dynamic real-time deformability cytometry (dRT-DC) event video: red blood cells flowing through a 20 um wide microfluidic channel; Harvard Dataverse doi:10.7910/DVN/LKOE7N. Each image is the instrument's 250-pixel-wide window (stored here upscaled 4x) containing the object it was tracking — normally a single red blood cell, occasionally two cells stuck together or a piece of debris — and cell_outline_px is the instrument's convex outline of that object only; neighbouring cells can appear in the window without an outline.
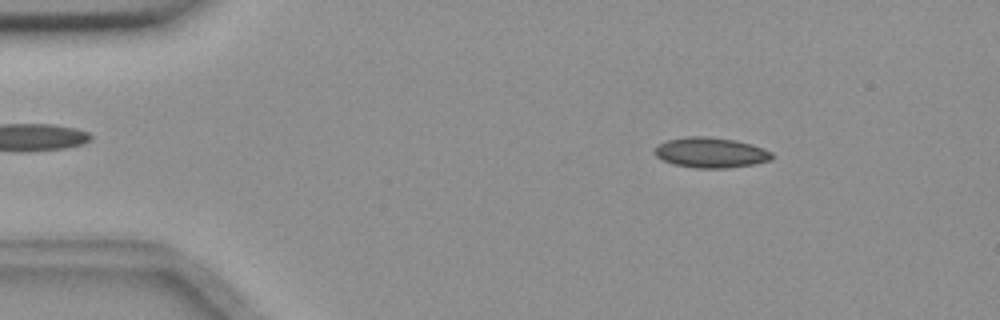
{"species": "common noctule bat (a hibernating species)", "species_latin": "Nyctalus noctula", "temperature_condition": "room temperature", "stored_images_in_passage": 55, "camera_frame_rate_fps": 3000, "um_per_image_px": 0.085, "animal": {"sex": "female", "body_mass_g": 18.4}, "frame": {"image": 1, "passage_image": 8, "time_ms": 2.333, "image_size_px": [1000, 320], "cell_outline_px": [[772, 160], [756, 164], [724, 168], [696, 168], [672, 164], [656, 156], [652, 152], [652, 148], [668, 140], [688, 136], [708, 136], [736, 140], [752, 144], [764, 148], [772, 152]], "centroid_in_image_um": [60.41, 12.97], "position_along_channel_um": 24.6, "area_um2": 20.92}}
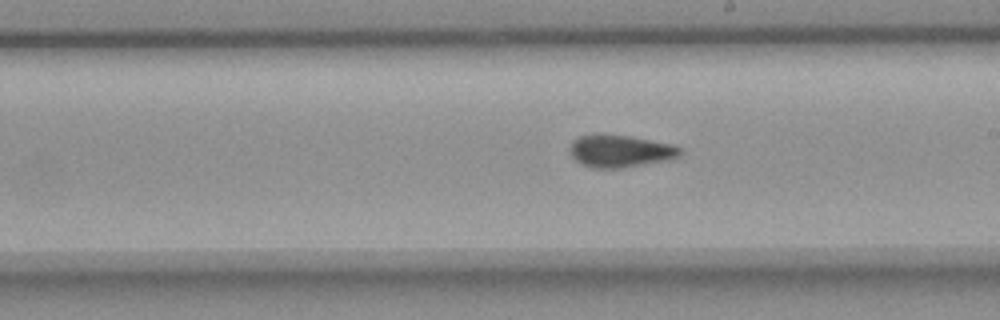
{"frame": {"image": 2, "passage_image": 31, "time_ms": 10.0, "image_size_px": [1000, 320], "cell_outline_px": [[684, 148], [680, 156], [668, 160], [624, 168], [592, 168], [580, 164], [568, 152], [568, 148], [572, 140], [580, 136], [596, 132], [604, 132], [632, 136], [672, 144]], "centroid_in_image_um": [52.69, 12.81], "position_along_channel_um": 236.3, "area_um2": 21.68}}
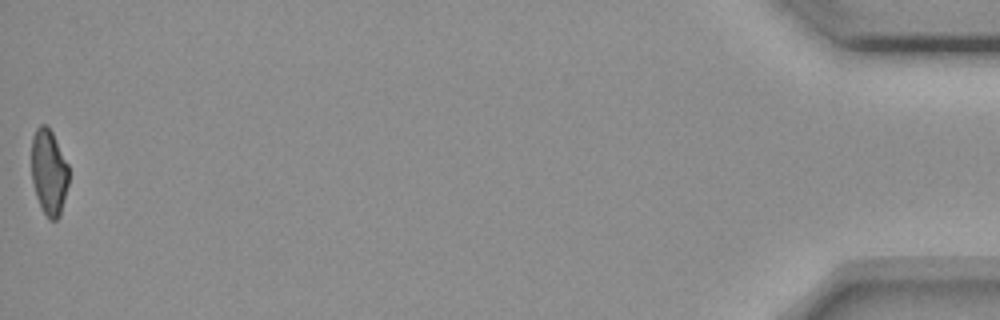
{"frame": {"image": 3, "passage_image": 55, "time_ms": 18.0, "image_size_px": [1000, 320], "cell_outline_px": [[68, 184], [60, 216], [56, 220], [48, 220], [36, 196], [32, 180], [32, 136], [36, 128], [40, 124], [48, 124], [68, 164]], "centroid_in_image_um": [4.15, 14.61], "position_along_channel_um": 431.0, "area_um2": 18.61}, "authors_computed_cell_mechanics": {"area_um2": 20.2878, "velocity_mm_per_s": 3.6672, "shape_relaxation_time_tau1_ms": null, "shape_relaxation_time_tau2_ms": 1.8116, "deformation_change_tau1": null, "deformation_change_tau2": 0.073}}